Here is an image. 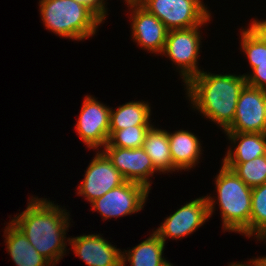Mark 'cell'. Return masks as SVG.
Listing matches in <instances>:
<instances>
[{
    "mask_svg": "<svg viewBox=\"0 0 266 266\" xmlns=\"http://www.w3.org/2000/svg\"><path fill=\"white\" fill-rule=\"evenodd\" d=\"M128 7L132 9L131 29L132 38L151 53L161 54L166 42L168 33L165 25L152 13L143 8L136 0L126 1Z\"/></svg>",
    "mask_w": 266,
    "mask_h": 266,
    "instance_id": "obj_13",
    "label": "cell"
},
{
    "mask_svg": "<svg viewBox=\"0 0 266 266\" xmlns=\"http://www.w3.org/2000/svg\"><path fill=\"white\" fill-rule=\"evenodd\" d=\"M225 133H266V90L245 85Z\"/></svg>",
    "mask_w": 266,
    "mask_h": 266,
    "instance_id": "obj_9",
    "label": "cell"
},
{
    "mask_svg": "<svg viewBox=\"0 0 266 266\" xmlns=\"http://www.w3.org/2000/svg\"><path fill=\"white\" fill-rule=\"evenodd\" d=\"M201 26L188 29L170 30L166 36V42L161 54L166 55L177 65L181 71L182 79L186 84L192 77L202 71L198 69L197 59L200 51Z\"/></svg>",
    "mask_w": 266,
    "mask_h": 266,
    "instance_id": "obj_6",
    "label": "cell"
},
{
    "mask_svg": "<svg viewBox=\"0 0 266 266\" xmlns=\"http://www.w3.org/2000/svg\"><path fill=\"white\" fill-rule=\"evenodd\" d=\"M144 151L150 157L154 168L159 172H170L177 170L172 163L168 132L154 128L152 125L146 133L143 143Z\"/></svg>",
    "mask_w": 266,
    "mask_h": 266,
    "instance_id": "obj_18",
    "label": "cell"
},
{
    "mask_svg": "<svg viewBox=\"0 0 266 266\" xmlns=\"http://www.w3.org/2000/svg\"><path fill=\"white\" fill-rule=\"evenodd\" d=\"M6 234L7 251L16 266H53L30 244L23 232L11 221ZM6 232V233H5Z\"/></svg>",
    "mask_w": 266,
    "mask_h": 266,
    "instance_id": "obj_15",
    "label": "cell"
},
{
    "mask_svg": "<svg viewBox=\"0 0 266 266\" xmlns=\"http://www.w3.org/2000/svg\"><path fill=\"white\" fill-rule=\"evenodd\" d=\"M162 266H173V264L169 263L167 260Z\"/></svg>",
    "mask_w": 266,
    "mask_h": 266,
    "instance_id": "obj_31",
    "label": "cell"
},
{
    "mask_svg": "<svg viewBox=\"0 0 266 266\" xmlns=\"http://www.w3.org/2000/svg\"><path fill=\"white\" fill-rule=\"evenodd\" d=\"M124 182L125 179L108 157L102 151H98L86 169L84 180L78 186L77 194L85 196L91 204Z\"/></svg>",
    "mask_w": 266,
    "mask_h": 266,
    "instance_id": "obj_12",
    "label": "cell"
},
{
    "mask_svg": "<svg viewBox=\"0 0 266 266\" xmlns=\"http://www.w3.org/2000/svg\"><path fill=\"white\" fill-rule=\"evenodd\" d=\"M214 198L199 197L168 216L154 231L165 243L166 238H183L202 226L214 212Z\"/></svg>",
    "mask_w": 266,
    "mask_h": 266,
    "instance_id": "obj_7",
    "label": "cell"
},
{
    "mask_svg": "<svg viewBox=\"0 0 266 266\" xmlns=\"http://www.w3.org/2000/svg\"><path fill=\"white\" fill-rule=\"evenodd\" d=\"M266 231V183L252 188L250 236Z\"/></svg>",
    "mask_w": 266,
    "mask_h": 266,
    "instance_id": "obj_23",
    "label": "cell"
},
{
    "mask_svg": "<svg viewBox=\"0 0 266 266\" xmlns=\"http://www.w3.org/2000/svg\"><path fill=\"white\" fill-rule=\"evenodd\" d=\"M110 109V131H117L138 125L150 124L151 109L146 102H128L119 106L116 111Z\"/></svg>",
    "mask_w": 266,
    "mask_h": 266,
    "instance_id": "obj_20",
    "label": "cell"
},
{
    "mask_svg": "<svg viewBox=\"0 0 266 266\" xmlns=\"http://www.w3.org/2000/svg\"><path fill=\"white\" fill-rule=\"evenodd\" d=\"M39 4L45 27L62 37L86 39L102 23L89 8L74 0H40Z\"/></svg>",
    "mask_w": 266,
    "mask_h": 266,
    "instance_id": "obj_4",
    "label": "cell"
},
{
    "mask_svg": "<svg viewBox=\"0 0 266 266\" xmlns=\"http://www.w3.org/2000/svg\"><path fill=\"white\" fill-rule=\"evenodd\" d=\"M215 179L223 230L250 238L252 188L223 164Z\"/></svg>",
    "mask_w": 266,
    "mask_h": 266,
    "instance_id": "obj_3",
    "label": "cell"
},
{
    "mask_svg": "<svg viewBox=\"0 0 266 266\" xmlns=\"http://www.w3.org/2000/svg\"><path fill=\"white\" fill-rule=\"evenodd\" d=\"M248 29L258 38L266 41V20H253Z\"/></svg>",
    "mask_w": 266,
    "mask_h": 266,
    "instance_id": "obj_27",
    "label": "cell"
},
{
    "mask_svg": "<svg viewBox=\"0 0 266 266\" xmlns=\"http://www.w3.org/2000/svg\"><path fill=\"white\" fill-rule=\"evenodd\" d=\"M30 201L25 211L15 216L12 222L38 253L55 266L66 251L65 235L70 214L45 198L34 197Z\"/></svg>",
    "mask_w": 266,
    "mask_h": 266,
    "instance_id": "obj_1",
    "label": "cell"
},
{
    "mask_svg": "<svg viewBox=\"0 0 266 266\" xmlns=\"http://www.w3.org/2000/svg\"><path fill=\"white\" fill-rule=\"evenodd\" d=\"M151 126L152 125H138L117 131H110L108 143L105 146L142 148L146 133Z\"/></svg>",
    "mask_w": 266,
    "mask_h": 266,
    "instance_id": "obj_22",
    "label": "cell"
},
{
    "mask_svg": "<svg viewBox=\"0 0 266 266\" xmlns=\"http://www.w3.org/2000/svg\"><path fill=\"white\" fill-rule=\"evenodd\" d=\"M247 85L266 90V63L257 64L252 74H245Z\"/></svg>",
    "mask_w": 266,
    "mask_h": 266,
    "instance_id": "obj_25",
    "label": "cell"
},
{
    "mask_svg": "<svg viewBox=\"0 0 266 266\" xmlns=\"http://www.w3.org/2000/svg\"><path fill=\"white\" fill-rule=\"evenodd\" d=\"M257 239H259V240L265 239L266 240V231H264Z\"/></svg>",
    "mask_w": 266,
    "mask_h": 266,
    "instance_id": "obj_29",
    "label": "cell"
},
{
    "mask_svg": "<svg viewBox=\"0 0 266 266\" xmlns=\"http://www.w3.org/2000/svg\"><path fill=\"white\" fill-rule=\"evenodd\" d=\"M89 8L102 22L106 18L107 9L104 0H74Z\"/></svg>",
    "mask_w": 266,
    "mask_h": 266,
    "instance_id": "obj_26",
    "label": "cell"
},
{
    "mask_svg": "<svg viewBox=\"0 0 266 266\" xmlns=\"http://www.w3.org/2000/svg\"><path fill=\"white\" fill-rule=\"evenodd\" d=\"M241 32V48L253 70L257 64L266 63V41L258 38L249 29Z\"/></svg>",
    "mask_w": 266,
    "mask_h": 266,
    "instance_id": "obj_24",
    "label": "cell"
},
{
    "mask_svg": "<svg viewBox=\"0 0 266 266\" xmlns=\"http://www.w3.org/2000/svg\"><path fill=\"white\" fill-rule=\"evenodd\" d=\"M168 140L173 166L179 171L191 169L199 160L201 143L197 136L187 130L168 132Z\"/></svg>",
    "mask_w": 266,
    "mask_h": 266,
    "instance_id": "obj_16",
    "label": "cell"
},
{
    "mask_svg": "<svg viewBox=\"0 0 266 266\" xmlns=\"http://www.w3.org/2000/svg\"><path fill=\"white\" fill-rule=\"evenodd\" d=\"M164 246L163 240L153 232L150 237L128 252H122V266H125L127 260L131 266H162L166 262L162 256Z\"/></svg>",
    "mask_w": 266,
    "mask_h": 266,
    "instance_id": "obj_19",
    "label": "cell"
},
{
    "mask_svg": "<svg viewBox=\"0 0 266 266\" xmlns=\"http://www.w3.org/2000/svg\"><path fill=\"white\" fill-rule=\"evenodd\" d=\"M260 261L263 263L264 266H266V257H258Z\"/></svg>",
    "mask_w": 266,
    "mask_h": 266,
    "instance_id": "obj_30",
    "label": "cell"
},
{
    "mask_svg": "<svg viewBox=\"0 0 266 266\" xmlns=\"http://www.w3.org/2000/svg\"><path fill=\"white\" fill-rule=\"evenodd\" d=\"M102 152L121 173L125 181L134 182L150 190L149 177L157 172L143 148L104 146Z\"/></svg>",
    "mask_w": 266,
    "mask_h": 266,
    "instance_id": "obj_11",
    "label": "cell"
},
{
    "mask_svg": "<svg viewBox=\"0 0 266 266\" xmlns=\"http://www.w3.org/2000/svg\"><path fill=\"white\" fill-rule=\"evenodd\" d=\"M110 109L92 96L85 97L75 129L88 148L96 149L108 143Z\"/></svg>",
    "mask_w": 266,
    "mask_h": 266,
    "instance_id": "obj_10",
    "label": "cell"
},
{
    "mask_svg": "<svg viewBox=\"0 0 266 266\" xmlns=\"http://www.w3.org/2000/svg\"><path fill=\"white\" fill-rule=\"evenodd\" d=\"M229 266H264L259 258L250 259V264L231 263Z\"/></svg>",
    "mask_w": 266,
    "mask_h": 266,
    "instance_id": "obj_28",
    "label": "cell"
},
{
    "mask_svg": "<svg viewBox=\"0 0 266 266\" xmlns=\"http://www.w3.org/2000/svg\"><path fill=\"white\" fill-rule=\"evenodd\" d=\"M76 256L88 266H122V251L99 235L68 238Z\"/></svg>",
    "mask_w": 266,
    "mask_h": 266,
    "instance_id": "obj_14",
    "label": "cell"
},
{
    "mask_svg": "<svg viewBox=\"0 0 266 266\" xmlns=\"http://www.w3.org/2000/svg\"><path fill=\"white\" fill-rule=\"evenodd\" d=\"M246 84L244 74L214 75L202 71L184 85L192 107L226 131L234 120L237 101Z\"/></svg>",
    "mask_w": 266,
    "mask_h": 266,
    "instance_id": "obj_2",
    "label": "cell"
},
{
    "mask_svg": "<svg viewBox=\"0 0 266 266\" xmlns=\"http://www.w3.org/2000/svg\"><path fill=\"white\" fill-rule=\"evenodd\" d=\"M235 150L229 148L223 162H247L266 154V133H226Z\"/></svg>",
    "mask_w": 266,
    "mask_h": 266,
    "instance_id": "obj_17",
    "label": "cell"
},
{
    "mask_svg": "<svg viewBox=\"0 0 266 266\" xmlns=\"http://www.w3.org/2000/svg\"><path fill=\"white\" fill-rule=\"evenodd\" d=\"M148 194L149 189L145 186L125 181L93 201L91 209L98 211L104 220L129 215L143 208Z\"/></svg>",
    "mask_w": 266,
    "mask_h": 266,
    "instance_id": "obj_8",
    "label": "cell"
},
{
    "mask_svg": "<svg viewBox=\"0 0 266 266\" xmlns=\"http://www.w3.org/2000/svg\"><path fill=\"white\" fill-rule=\"evenodd\" d=\"M170 30L202 26L210 14L201 0H136Z\"/></svg>",
    "mask_w": 266,
    "mask_h": 266,
    "instance_id": "obj_5",
    "label": "cell"
},
{
    "mask_svg": "<svg viewBox=\"0 0 266 266\" xmlns=\"http://www.w3.org/2000/svg\"><path fill=\"white\" fill-rule=\"evenodd\" d=\"M223 165L233 170L248 187L266 183V154L247 162H223Z\"/></svg>",
    "mask_w": 266,
    "mask_h": 266,
    "instance_id": "obj_21",
    "label": "cell"
}]
</instances>
